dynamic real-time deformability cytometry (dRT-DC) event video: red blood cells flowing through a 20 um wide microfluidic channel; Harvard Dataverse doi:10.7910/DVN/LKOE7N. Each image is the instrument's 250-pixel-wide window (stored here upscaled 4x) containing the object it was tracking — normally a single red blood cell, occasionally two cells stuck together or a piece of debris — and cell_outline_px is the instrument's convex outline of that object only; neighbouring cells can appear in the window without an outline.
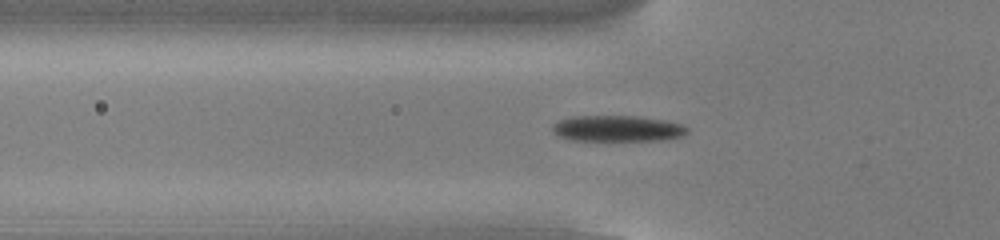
{"species": "common noctule bat (a hibernating species)", "species_latin": "Nyctalus noctula", "temperature_condition": "cold", "stored_images_in_passage": 50, "camera_frame_rate_fps": 3000, "um_per_image_px": 0.085, "animal": {"sex": "male", "body_mass_g": 13.0, "forearm_length_mm": 53.1}, "frame": {"image": 1, "passage_image": 14, "time_ms": 4.333, "image_size_px": [1000, 240], "cell_outline_px": [[688, 132], [680, 136], [660, 140], [572, 140], [560, 136], [552, 132], [552, 124], [560, 120], [572, 116], [640, 116], [664, 120], [680, 124], [688, 128]], "centroid_in_image_um": [52.45, 10.91], "position_along_channel_um": 73.4, "area_um2": 20.29}}
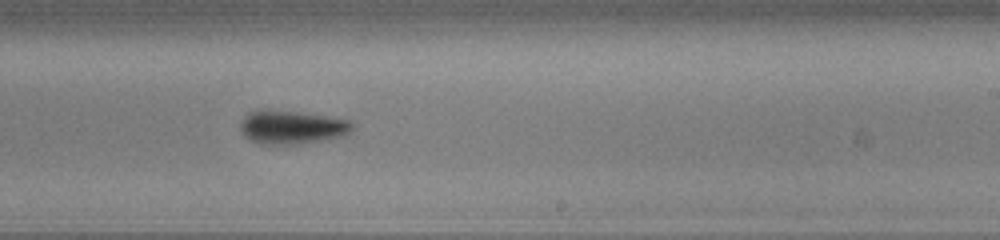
{"frame": {"image": 2, "passage_image": 29, "time_ms": 9.333, "image_size_px": [1000, 240], "cell_outline_px": [[352, 128], [348, 136], [296, 144], [260, 144], [244, 136], [240, 132], [240, 124], [244, 116], [248, 112], [300, 112], [348, 120], [352, 124]], "centroid_in_image_um": [24.83, 10.85], "position_along_channel_um": 264.2, "area_um2": 21.33}}
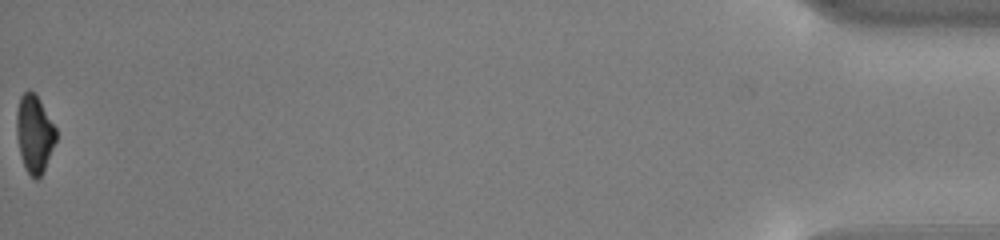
{"frame": {"image": 3, "passage_image": 50, "time_ms": 16.333, "image_size_px": [1000, 240], "cell_outline_px": [[56, 140], [44, 168], [40, 176], [36, 180], [24, 168], [16, 136], [16, 112], [20, 96], [28, 88], [40, 100], [56, 128]], "centroid_in_image_um": [2.9, 11.34], "position_along_channel_um": 432.3, "area_um2": 17.69}, "authors_computed_cell_mechanics": {"area_um2": 19.8543, "velocity_mm_per_s": 3.8238, "shape_relaxation_time_tau1_ms": 1.9646, "shape_relaxation_time_tau2_ms": null, "deformation_change_tau1": 0.1019, "deformation_change_tau2": null}}